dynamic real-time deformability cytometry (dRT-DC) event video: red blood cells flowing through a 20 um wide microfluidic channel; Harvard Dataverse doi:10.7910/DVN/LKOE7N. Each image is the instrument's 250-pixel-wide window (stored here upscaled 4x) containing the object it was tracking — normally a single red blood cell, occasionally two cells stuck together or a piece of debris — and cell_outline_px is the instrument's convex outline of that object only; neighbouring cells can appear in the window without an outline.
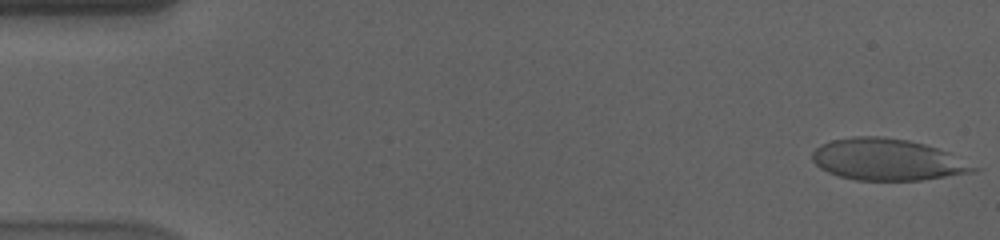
{"species": "human", "species_latin": "Homo sapiens", "temperature_condition": "cold", "stored_images_in_passage": 56, "camera_frame_rate_fps": 3000, "um_per_image_px": 0.085, "donor": {"sex": "male"}, "frame": {"image": 1, "passage_image": 1, "time_ms": 0.0, "image_size_px": [1000, 240], "cell_outline_px": [[984, 168], [976, 172], [920, 180], [856, 180], [840, 176], [828, 172], [820, 168], [812, 160], [812, 152], [820, 144], [832, 140], [852, 136], [880, 136], [908, 140], [924, 144], [948, 152]], "centroid_in_image_um": [75.47, 13.57], "position_along_channel_um": 9.5, "area_um2": 39.3}}
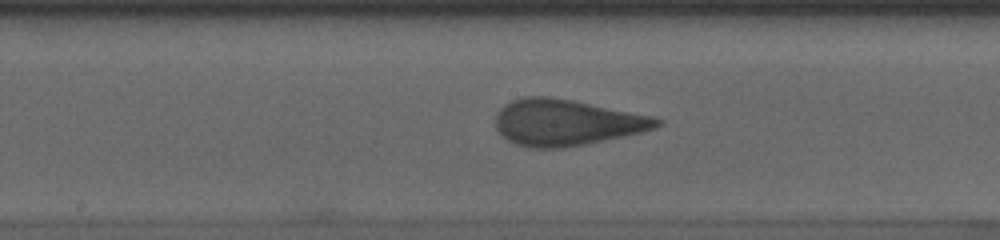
{"frame": {"image": 2, "passage_image": 29, "time_ms": 9.333, "image_size_px": [1000, 240], "cell_outline_px": [[664, 120], [656, 128], [640, 132], [584, 144], [564, 148], [528, 148], [516, 144], [508, 140], [496, 128], [496, 112], [504, 104], [512, 100], [524, 96], [552, 96], [652, 116]], "centroid_in_image_um": [48.1, 10.4], "position_along_channel_um": 200.1, "area_um2": 43.23}}
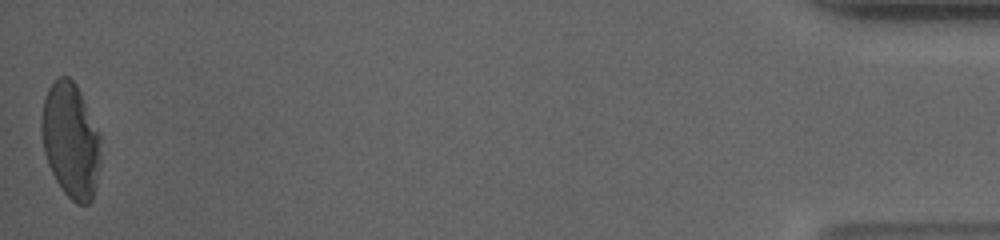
{"frame": {"image": 3, "passage_image": 56, "time_ms": 18.333, "image_size_px": [1000, 240], "cell_outline_px": [[100, 160], [92, 200], [88, 204], [76, 204], [64, 192], [56, 180], [48, 164], [44, 152], [40, 132], [40, 124], [44, 100], [48, 88], [56, 76], [68, 76], [76, 84], [100, 132]], "centroid_in_image_um": [5.99, 11.9], "position_along_channel_um": 429.2, "area_um2": 39.82}, "authors_computed_cell_mechanics": {"area_um2": 41.7027, "velocity_mm_per_s": 3.5839, "shape_relaxation_time_tau1_ms": 7.4151, "shape_relaxation_time_tau2_ms": null, "deformation_change_tau1": 0.2155, "deformation_change_tau2": null}}